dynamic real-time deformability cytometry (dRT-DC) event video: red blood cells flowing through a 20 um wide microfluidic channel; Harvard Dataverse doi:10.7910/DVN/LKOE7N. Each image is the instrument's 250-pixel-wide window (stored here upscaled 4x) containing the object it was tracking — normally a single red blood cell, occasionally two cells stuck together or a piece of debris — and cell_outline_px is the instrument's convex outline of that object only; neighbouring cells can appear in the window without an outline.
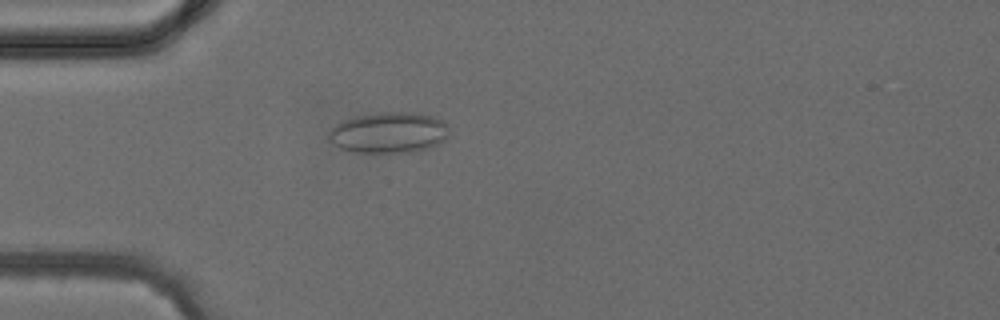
{"species": "common noctule bat (a hibernating species)", "species_latin": "Nyctalus noctula", "temperature_condition": "cold", "stored_images_in_passage": 3, "camera_frame_rate_fps": 3000, "um_per_image_px": 0.085, "animal": {"sex": "female", "body_mass_g": 24.6, "forearm_length_mm": 56.2}, "frame": {"image": 1, "passage_image": 3, "time_ms": 2.333, "image_size_px": [1000, 320], "cell_outline_px": [[448, 136], [444, 140], [428, 148], [408, 152], [352, 152], [340, 148], [328, 140], [328, 132], [336, 124], [344, 120], [356, 116], [376, 112], [412, 112], [436, 116], [448, 124]], "centroid_in_image_um": [33.05, 11.25], "position_along_channel_um": 52.0, "area_um2": 28.84}}